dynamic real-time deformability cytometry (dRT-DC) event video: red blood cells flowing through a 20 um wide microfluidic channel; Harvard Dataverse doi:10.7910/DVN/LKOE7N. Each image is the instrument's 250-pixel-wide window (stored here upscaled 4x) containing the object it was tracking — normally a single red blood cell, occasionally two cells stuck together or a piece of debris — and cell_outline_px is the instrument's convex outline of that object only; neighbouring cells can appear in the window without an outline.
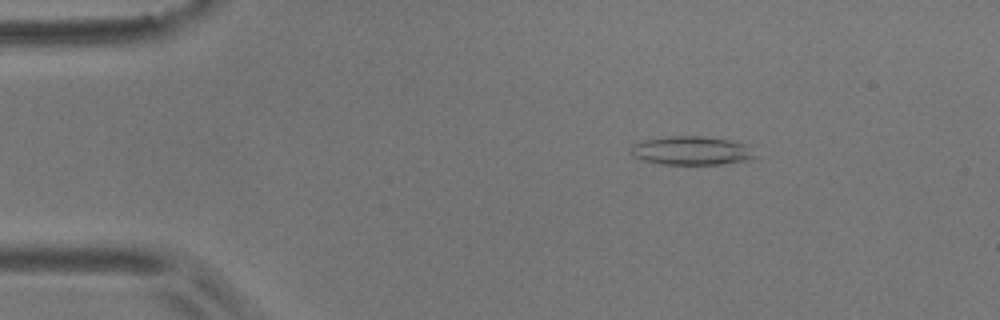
{"species": "common noctule bat (a hibernating species)", "species_latin": "Nyctalus noctula", "temperature_condition": "room temperature", "stored_images_in_passage": 4, "camera_frame_rate_fps": 3000, "um_per_image_px": 0.085, "animal": {"sex": "male", "body_mass_g": 17.9}, "frame": {"image": 1, "passage_image": 2, "time_ms": 0.333, "image_size_px": [1000, 320], "cell_outline_px": [[760, 156], [744, 160], [720, 164], [664, 164], [644, 160], [632, 156], [632, 144], [644, 140], [668, 136], [704, 136], [732, 140], [744, 144]], "centroid_in_image_um": [58.79, 12.79], "position_along_channel_um": 26.2, "area_um2": 20.63}}